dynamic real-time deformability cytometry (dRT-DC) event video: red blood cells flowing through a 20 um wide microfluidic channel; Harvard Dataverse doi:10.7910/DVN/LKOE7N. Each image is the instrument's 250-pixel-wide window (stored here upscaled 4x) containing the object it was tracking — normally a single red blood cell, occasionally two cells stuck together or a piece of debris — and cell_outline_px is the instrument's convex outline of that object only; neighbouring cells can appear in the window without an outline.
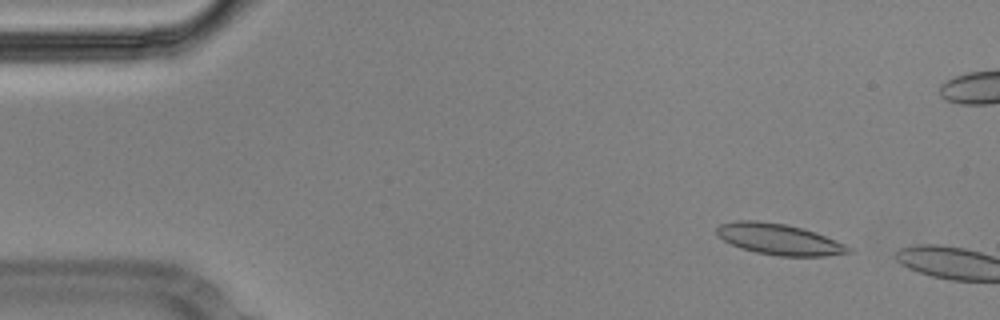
{"species": "Egyptian fruit bat (a non-hibernating species)", "species_latin": "Rousettus aegyptiacus", "temperature_condition": "cold", "stored_images_in_passage": 9, "camera_frame_rate_fps": 3000, "um_per_image_px": 0.085, "animal": {"sex": "male"}, "frame": {"image": 1, "passage_image": 6, "time_ms": 1.667, "image_size_px": [1000, 320], "cell_outline_px": [[856, 252], [824, 256], [780, 256], [756, 252], [740, 248], [724, 240], [716, 232], [716, 228], [720, 224], [736, 220], [756, 220], [784, 224], [804, 228], [816, 232], [844, 244], [852, 248]], "centroid_in_image_um": [66.25, 20.34], "position_along_channel_um": 18.8, "area_um2": 23.81}}